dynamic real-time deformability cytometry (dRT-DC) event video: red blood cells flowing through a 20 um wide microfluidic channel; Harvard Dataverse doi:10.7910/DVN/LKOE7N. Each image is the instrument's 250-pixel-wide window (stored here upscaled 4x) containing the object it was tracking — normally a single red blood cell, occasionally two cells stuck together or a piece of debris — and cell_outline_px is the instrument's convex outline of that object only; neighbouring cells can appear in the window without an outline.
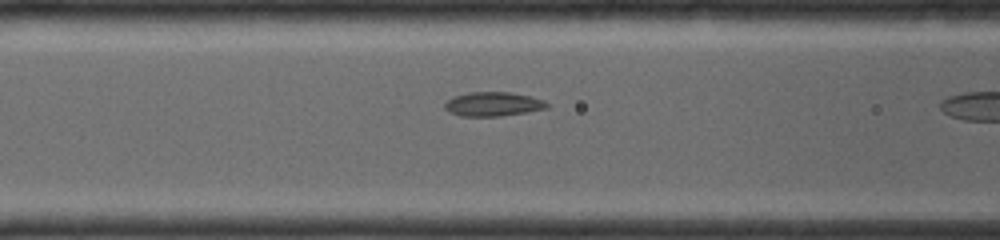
{"species": "common noctule bat (a hibernating species)", "species_latin": "Nyctalus noctula", "temperature_condition": "room temperature", "stored_images_in_passage": 12, "camera_frame_rate_fps": 4000, "um_per_image_px": 0.085, "animal": {"sex": "female", "body_mass_g": 19.0, "forearm_length_mm": 56.7}, "frame": {"image": 1, "passage_image": 11, "time_ms": 2.25, "image_size_px": [1000, 240], "cell_outline_px": [[548, 108], [500, 116], [460, 116], [448, 112], [444, 108], [444, 104], [452, 96], [468, 92], [512, 92], [532, 96], [544, 100], [548, 104]], "centroid_in_image_um": [41.88, 8.84], "position_along_channel_um": 124.7, "area_um2": 14.51}}